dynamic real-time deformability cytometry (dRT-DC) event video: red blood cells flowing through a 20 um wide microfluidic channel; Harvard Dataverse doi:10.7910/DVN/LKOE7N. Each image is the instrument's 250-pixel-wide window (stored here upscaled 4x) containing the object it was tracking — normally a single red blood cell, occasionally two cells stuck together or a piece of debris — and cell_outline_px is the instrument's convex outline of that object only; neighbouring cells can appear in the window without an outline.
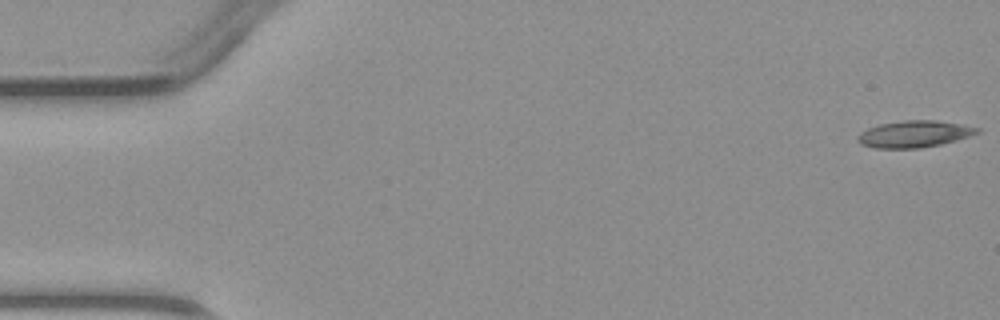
{"species": "common noctule bat (a hibernating species)", "species_latin": "Nyctalus noctula", "temperature_condition": "warm", "stored_images_in_passage": 4, "camera_frame_rate_fps": 3000, "um_per_image_px": 0.085, "animal": {"sex": "male", "body_mass_g": 23.1, "forearm_length_mm": 52.7}, "frame": {"image": 1, "passage_image": 1, "time_ms": 0.0, "image_size_px": [1000, 320], "cell_outline_px": [[980, 132], [956, 140], [940, 144], [920, 148], [876, 148], [860, 144], [856, 140], [856, 136], [860, 132], [868, 128], [880, 124], [904, 120], [936, 120], [964, 124], [980, 128]], "centroid_in_image_um": [77.69, 11.38], "position_along_channel_um": 7.3, "area_um2": 18.67}}
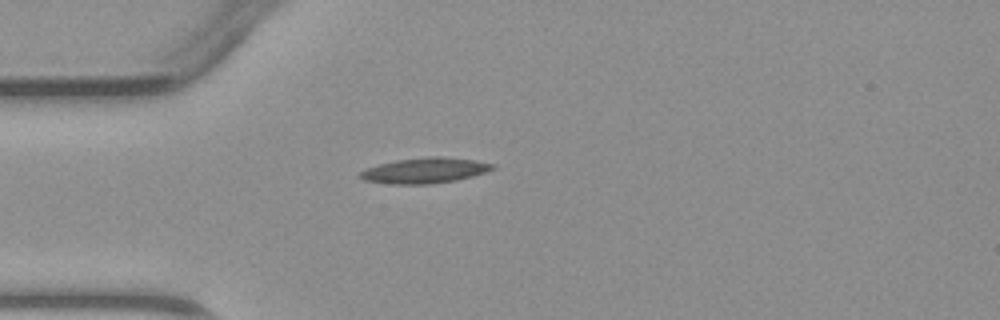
{"frame": {"image": 2, "passage_image": 4, "time_ms": 4.0, "image_size_px": [1000, 320], "cell_outline_px": [[496, 168], [472, 176], [456, 180], [428, 184], [392, 184], [364, 180], [360, 176], [360, 172], [364, 168], [396, 160], [428, 156], [440, 156], [476, 160], [492, 164]], "centroid_in_image_um": [36.09, 14.48], "position_along_channel_um": 48.9, "area_um2": 19.54}}